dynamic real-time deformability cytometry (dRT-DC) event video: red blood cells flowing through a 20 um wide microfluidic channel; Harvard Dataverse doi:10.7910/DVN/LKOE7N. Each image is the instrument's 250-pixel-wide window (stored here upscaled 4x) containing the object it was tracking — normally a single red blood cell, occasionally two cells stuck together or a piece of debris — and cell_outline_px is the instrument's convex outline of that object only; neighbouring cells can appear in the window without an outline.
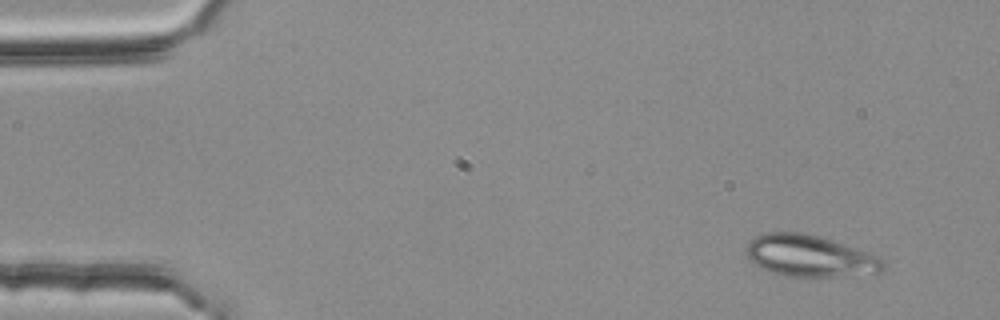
{"species": "common noctule bat (a hibernating species)", "species_latin": "Nyctalus noctula", "temperature_condition": "room temperature", "stored_images_in_passage": 5, "camera_frame_rate_fps": 3000, "um_per_image_px": 0.085, "animal": {"sex": "female", "body_mass_g": 25.1}, "frame": {"image": 1, "passage_image": 1, "time_ms": 0.0, "image_size_px": [1000, 320], "cell_outline_px": [[884, 268], [876, 276], [788, 276], [768, 272], [760, 268], [748, 260], [744, 252], [744, 248], [748, 240], [764, 232], [804, 232], [820, 236], [880, 256], [884, 260]], "centroid_in_image_um": [68.83, 21.76], "position_along_channel_um": 16.2, "area_um2": 34.16}}